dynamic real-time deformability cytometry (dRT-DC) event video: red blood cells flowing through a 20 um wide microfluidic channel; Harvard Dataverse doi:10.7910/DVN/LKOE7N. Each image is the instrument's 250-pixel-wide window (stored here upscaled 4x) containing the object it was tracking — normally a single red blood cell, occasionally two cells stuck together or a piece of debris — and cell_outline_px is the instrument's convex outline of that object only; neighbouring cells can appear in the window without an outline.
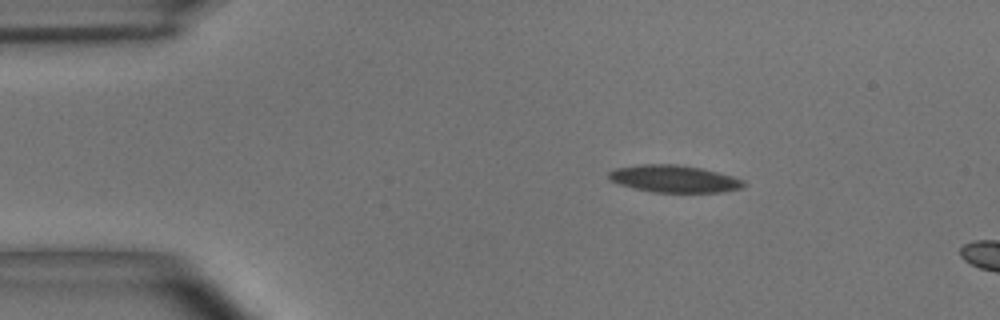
{"species": "common noctule bat (a hibernating species)", "species_latin": "Nyctalus noctula", "temperature_condition": "room temperature", "stored_images_in_passage": 3, "camera_frame_rate_fps": 3000, "um_per_image_px": 0.085, "animal": {"sex": "male", "body_mass_g": 15.6}, "frame": {"image": 1, "passage_image": 1, "time_ms": 0.0, "image_size_px": [1000, 320], "cell_outline_px": [[748, 184], [740, 188], [724, 192], [652, 192], [620, 184], [612, 180], [608, 176], [608, 172], [616, 168], [644, 164], [676, 164], [700, 168], [732, 176], [744, 180]], "centroid_in_image_um": [57.34, 15.2], "position_along_channel_um": 27.7, "area_um2": 21.15}}